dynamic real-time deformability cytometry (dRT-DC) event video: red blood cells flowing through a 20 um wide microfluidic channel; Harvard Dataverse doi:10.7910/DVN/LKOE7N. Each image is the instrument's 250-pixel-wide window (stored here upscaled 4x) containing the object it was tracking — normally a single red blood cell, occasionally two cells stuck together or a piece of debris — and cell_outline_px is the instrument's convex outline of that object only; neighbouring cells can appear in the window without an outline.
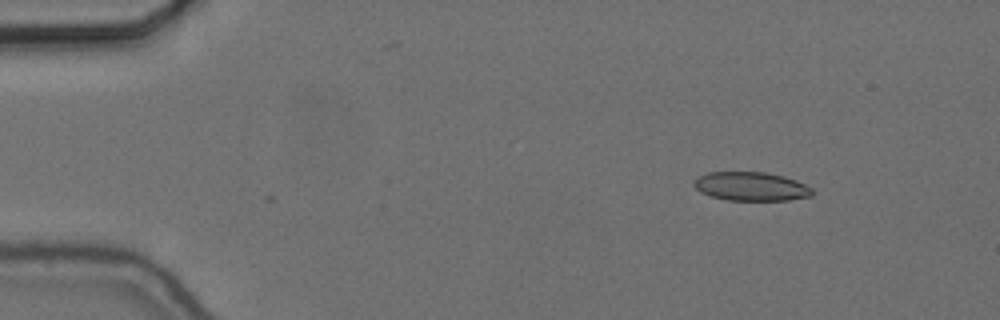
{"species": "common noctule bat (a hibernating species)", "species_latin": "Nyctalus noctula", "temperature_condition": "cold", "stored_images_in_passage": 6, "camera_frame_rate_fps": 3000, "um_per_image_px": 0.085, "animal": {"sex": "female", "body_mass_g": 24.6, "forearm_length_mm": 56.2}, "frame": {"image": 1, "passage_image": 6, "time_ms": 1.667, "image_size_px": [1000, 320], "cell_outline_px": [[816, 192], [812, 196], [788, 200], [728, 200], [712, 196], [700, 192], [692, 184], [692, 180], [708, 172], [764, 172], [784, 176], [796, 180], [812, 188]], "centroid_in_image_um": [63.86, 15.84], "position_along_channel_um": 21.1, "area_um2": 19.94}}